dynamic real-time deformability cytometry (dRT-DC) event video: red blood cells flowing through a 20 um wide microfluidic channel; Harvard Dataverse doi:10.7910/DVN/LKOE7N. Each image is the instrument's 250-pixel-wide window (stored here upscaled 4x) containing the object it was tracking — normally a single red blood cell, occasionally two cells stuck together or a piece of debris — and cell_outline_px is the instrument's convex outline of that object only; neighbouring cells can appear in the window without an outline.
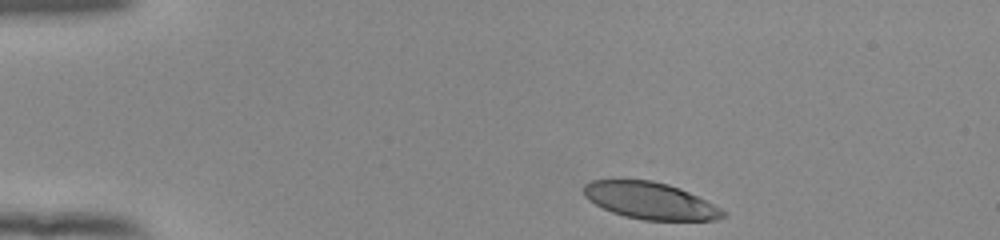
{"species": "human", "species_latin": "Homo sapiens", "temperature_condition": "room temperature", "stored_images_in_passage": 39, "camera_frame_rate_fps": 3000, "um_per_image_px": 0.085, "donor": {"sex": "female"}, "frame": {"image": 1, "passage_image": 1, "time_ms": 0.0, "image_size_px": [1000, 240], "cell_outline_px": [[728, 216], [716, 220], [644, 220], [624, 216], [612, 212], [588, 200], [584, 196], [584, 184], [592, 180], [652, 180], [668, 184], [680, 188], [728, 212]], "centroid_in_image_um": [55.28, 17.06], "position_along_channel_um": 29.7, "area_um2": 29.77}}
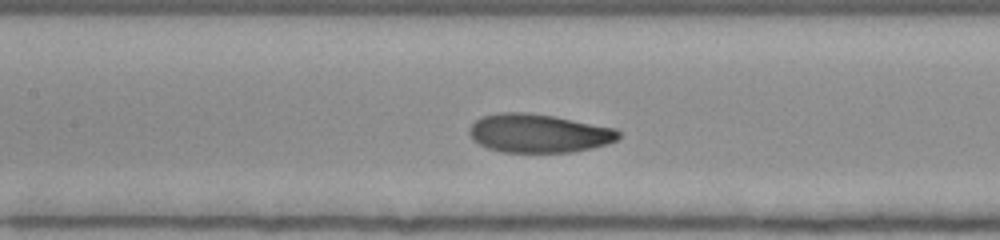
{"frame": {"image": 2, "passage_image": 17, "time_ms": 5.333, "image_size_px": [1000, 240], "cell_outline_px": [[620, 136], [616, 140], [608, 144], [592, 148], [572, 152], [500, 152], [488, 148], [472, 140], [468, 132], [468, 128], [480, 116], [500, 112], [528, 112], [552, 116], [616, 128], [620, 132]], "centroid_in_image_um": [45.76, 11.33], "position_along_channel_um": 161.6, "area_um2": 33.76}}
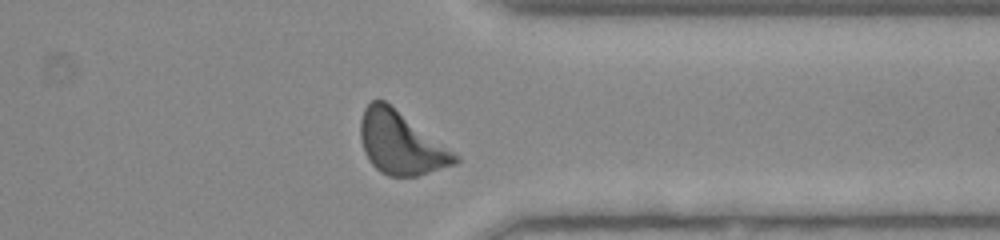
{"frame": {"image": 3, "passage_image": 34, "time_ms": 11.0, "image_size_px": [1000, 240], "cell_outline_px": [[460, 160], [456, 164], [416, 176], [388, 176], [380, 172], [368, 160], [364, 152], [360, 140], [360, 120], [364, 108], [372, 100], [384, 100], [460, 156]], "centroid_in_image_um": [34.05, 12.17], "position_along_channel_um": 377.4, "area_um2": 34.33}, "authors_computed_cell_mechanics": {"area_um2": 33.4084, "velocity_mm_per_s": 3.8538, "shape_relaxation_time_tau1_ms": 2.5869, "shape_relaxation_time_tau2_ms": 3.9291, "deformation_change_tau1": 0.1358, "deformation_change_tau2": 0.0962}}